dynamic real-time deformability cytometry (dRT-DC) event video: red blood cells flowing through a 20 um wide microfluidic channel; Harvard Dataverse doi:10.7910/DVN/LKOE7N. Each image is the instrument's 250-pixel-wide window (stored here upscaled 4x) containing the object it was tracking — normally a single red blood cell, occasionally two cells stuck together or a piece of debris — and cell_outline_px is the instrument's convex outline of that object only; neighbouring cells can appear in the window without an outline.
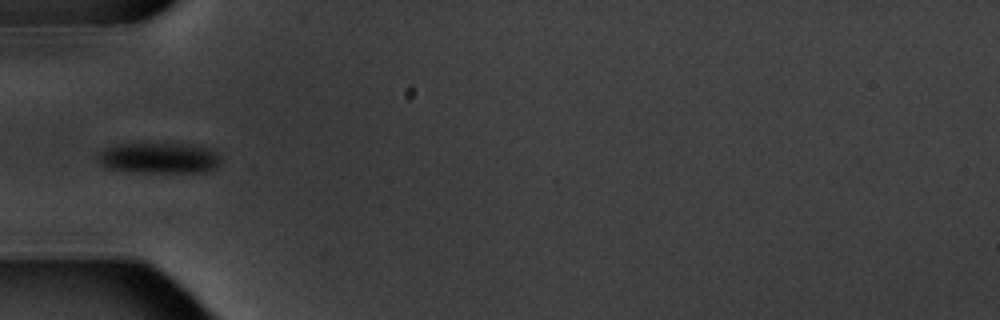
{"species": "common noctule bat (a hibernating species)", "species_latin": "Nyctalus noctula", "temperature_condition": "warm", "stored_images_in_passage": 8, "camera_frame_rate_fps": 3000, "um_per_image_px": 0.085, "animal": {"sex": "male", "body_mass_g": 20.1, "forearm_length_mm": 53.5}, "frame": {"image": 1, "passage_image": 5, "time_ms": 5.0, "image_size_px": [1000, 320], "cell_outline_px": [[220, 164], [216, 168], [208, 172], [144, 172], [104, 168], [96, 160], [96, 152], [104, 148], [124, 144], [192, 144], [212, 148], [220, 156]], "centroid_in_image_um": [13.53, 13.43], "position_along_channel_um": 71.5, "area_um2": 22.37}}